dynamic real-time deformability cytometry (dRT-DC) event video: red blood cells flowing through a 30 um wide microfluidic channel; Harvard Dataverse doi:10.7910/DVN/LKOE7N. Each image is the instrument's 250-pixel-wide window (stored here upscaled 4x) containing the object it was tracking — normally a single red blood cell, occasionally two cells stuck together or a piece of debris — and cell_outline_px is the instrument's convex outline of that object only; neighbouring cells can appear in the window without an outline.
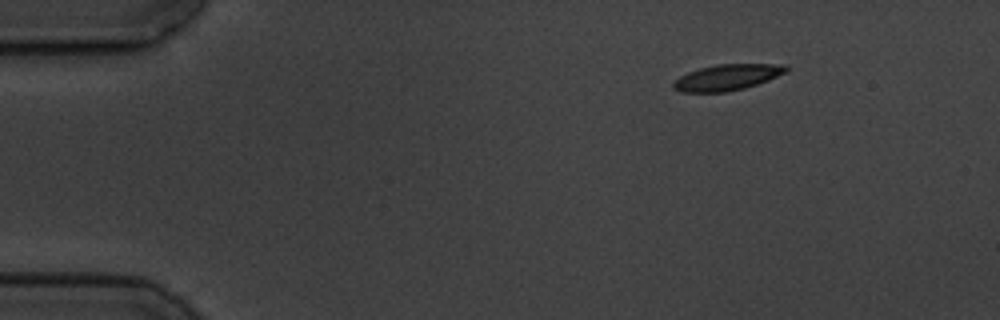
{"species": "common noctule bat (a hibernating species)", "species_latin": "Nyctalus noctula", "temperature_condition": "cold", "stored_images_in_passage": 7, "camera_frame_rate_fps": 3000, "um_per_image_px": 0.085, "animal": {"sex": "male", "body_mass_g": 19.5, "forearm_length_mm": 54.6}, "frame": {"image": 1, "passage_image": 1, "time_ms": 0.0, "image_size_px": [1000, 320], "cell_outline_px": [[788, 72], [768, 80], [744, 88], [728, 92], [680, 92], [672, 88], [672, 84], [680, 76], [688, 72], [700, 68], [716, 64], [784, 64], [788, 68]], "centroid_in_image_um": [61.81, 6.57], "position_along_channel_um": 23.2, "area_um2": 17.11}}
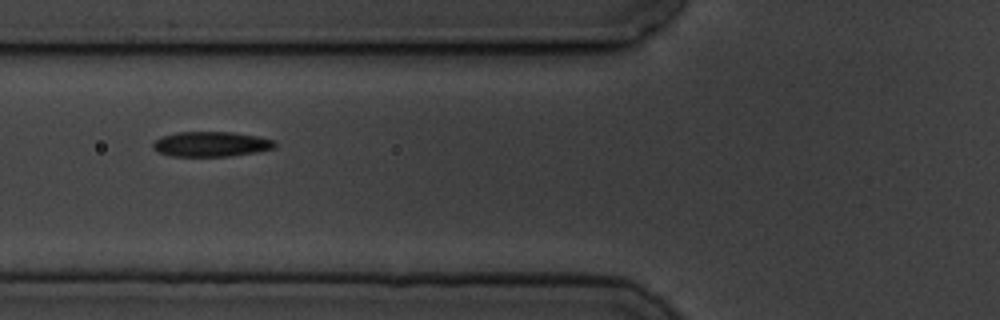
{"frame": {"image": 2, "passage_image": 5, "time_ms": 4.667, "image_size_px": [1000, 320], "cell_outline_px": [[276, 148], [256, 152], [228, 156], [172, 156], [160, 152], [152, 148], [152, 144], [156, 140], [164, 136], [176, 132], [232, 132], [256, 136], [276, 140]], "centroid_in_image_um": [17.98, 12.25], "position_along_channel_um": 107.8, "area_um2": 17.69}}
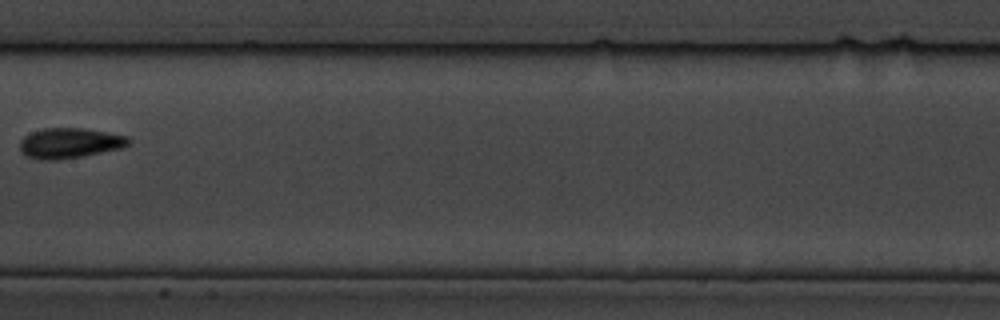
{"frame": {"image": 3, "passage_image": 7, "time_ms": 7.333, "image_size_px": [1000, 320], "cell_outline_px": [[132, 140], [124, 148], [80, 156], [56, 160], [44, 160], [28, 156], [20, 152], [20, 140], [24, 136], [32, 132], [44, 128], [84, 128], [128, 136]], "centroid_in_image_um": [5.94, 12.15], "position_along_channel_um": 201.5, "area_um2": 19.13}}